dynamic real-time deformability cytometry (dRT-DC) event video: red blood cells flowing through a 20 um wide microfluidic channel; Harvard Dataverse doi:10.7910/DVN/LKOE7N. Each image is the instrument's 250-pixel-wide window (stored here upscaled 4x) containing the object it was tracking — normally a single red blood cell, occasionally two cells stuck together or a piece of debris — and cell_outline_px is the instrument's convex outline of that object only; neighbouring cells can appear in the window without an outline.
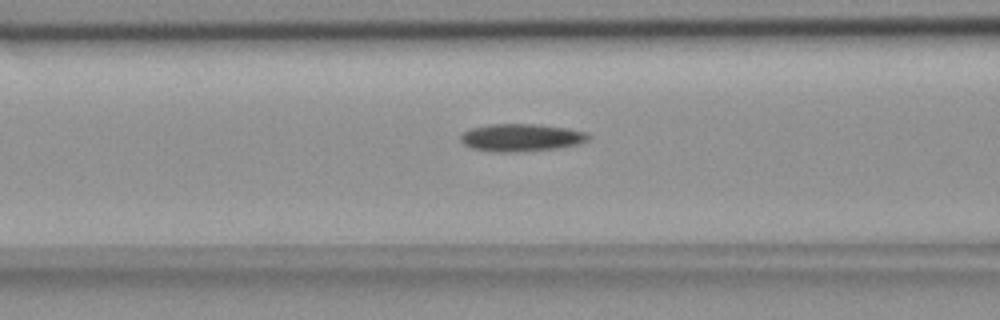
{"species": "common noctule bat (a hibernating species)", "species_latin": "Nyctalus noctula", "temperature_condition": "room temperature", "stored_images_in_passage": 35, "camera_frame_rate_fps": 3000, "um_per_image_px": 0.085, "animal": {"sex": "female", "body_mass_g": 18.4}, "frame": {"image": 1, "passage_image": 5, "time_ms": 1.333, "image_size_px": [1000, 320], "cell_outline_px": [[588, 140], [580, 144], [556, 148], [516, 152], [492, 152], [472, 148], [464, 144], [460, 140], [460, 136], [464, 132], [472, 128], [492, 124], [532, 124], [568, 128], [584, 132], [588, 136]], "centroid_in_image_um": [44.28, 11.7], "position_along_channel_um": 122.3, "area_um2": 20.35}}
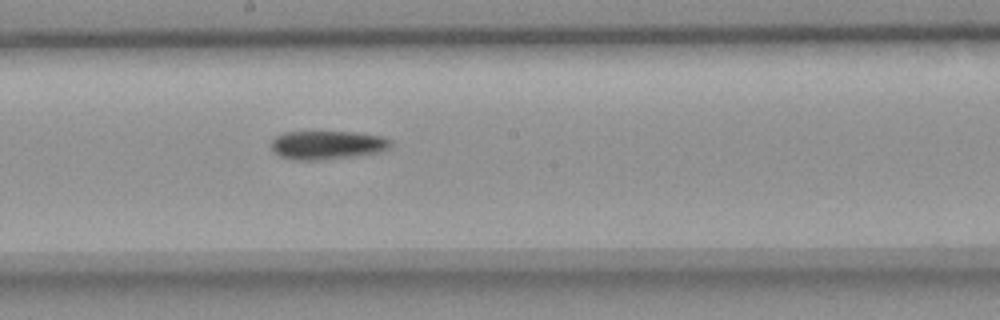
{"frame": {"image": 2, "passage_image": 13, "time_ms": 4.0, "image_size_px": [1000, 320], "cell_outline_px": [[392, 144], [388, 148], [380, 152], [352, 156], [320, 160], [300, 160], [280, 156], [272, 148], [272, 140], [276, 136], [284, 132], [352, 132], [384, 136], [392, 140]], "centroid_in_image_um": [27.86, 12.31], "position_along_channel_um": 220.3, "area_um2": 19.77}}
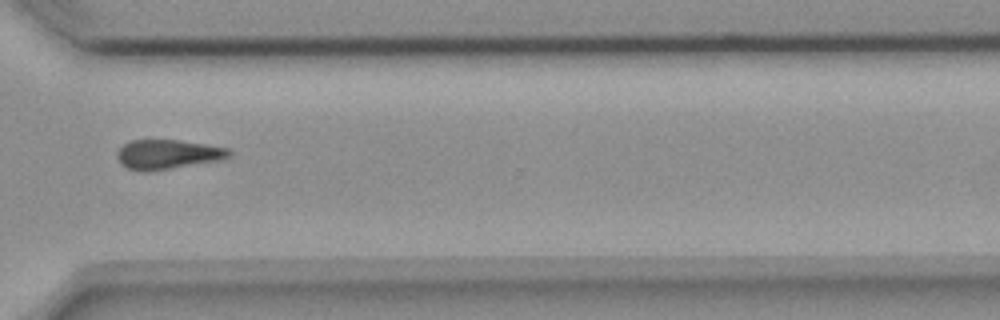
{"frame": {"image": 3, "passage_image": 24, "time_ms": 7.667, "image_size_px": [1000, 320], "cell_outline_px": [[232, 152], [228, 156], [220, 160], [148, 172], [144, 172], [128, 168], [120, 164], [116, 156], [116, 152], [124, 144], [132, 140], [176, 140], [204, 144], [228, 148]], "centroid_in_image_um": [14.21, 13.13], "position_along_channel_um": 356.4, "area_um2": 19.13}}